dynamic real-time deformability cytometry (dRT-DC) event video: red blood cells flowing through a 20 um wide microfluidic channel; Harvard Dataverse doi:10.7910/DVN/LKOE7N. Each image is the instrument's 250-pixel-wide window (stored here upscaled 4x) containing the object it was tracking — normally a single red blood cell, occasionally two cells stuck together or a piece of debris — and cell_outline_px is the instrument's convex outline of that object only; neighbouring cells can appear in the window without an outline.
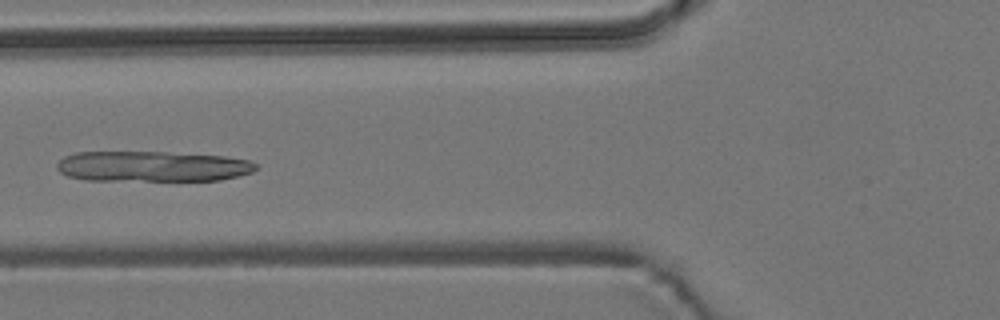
{"species": "common noctule bat (a hibernating species)", "species_latin": "Nyctalus noctula", "temperature_condition": "room temperature", "stored_images_in_passage": 6, "camera_frame_rate_fps": 3000, "um_per_image_px": 0.085, "animal": {"sex": "male", "body_mass_g": 19.2, "forearm_length_mm": 51.8}, "frame": {"image": 1, "passage_image": 6, "time_ms": 6.0, "image_size_px": [1000, 320], "cell_outline_px": [[256, 168], [252, 172], [220, 180], [84, 180], [68, 176], [60, 172], [56, 168], [56, 164], [64, 156], [76, 152], [164, 152], [224, 156], [252, 160], [256, 164]], "centroid_in_image_um": [12.93, 14.14], "position_along_channel_um": 112.9, "area_um2": 35.37}}